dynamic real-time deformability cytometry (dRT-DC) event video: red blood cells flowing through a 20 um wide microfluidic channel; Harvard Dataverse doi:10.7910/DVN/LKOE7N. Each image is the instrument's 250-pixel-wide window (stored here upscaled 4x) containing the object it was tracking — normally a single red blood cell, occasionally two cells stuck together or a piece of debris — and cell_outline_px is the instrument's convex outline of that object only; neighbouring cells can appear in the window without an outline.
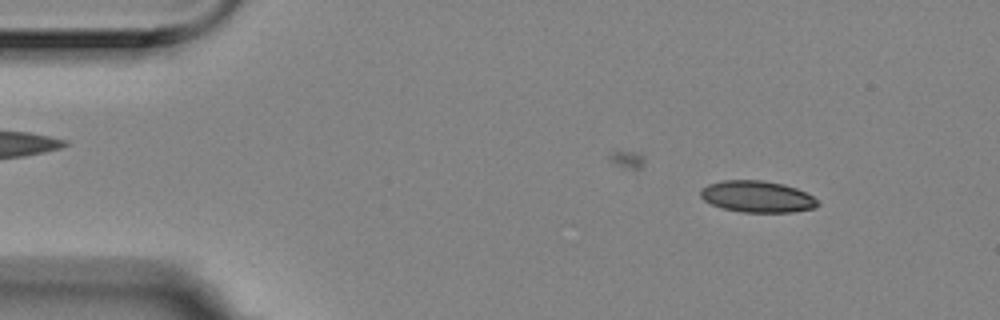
{"species": "Egyptian fruit bat (a non-hibernating species)", "species_latin": "Rousettus aegyptiacus", "temperature_condition": "room temperature", "stored_images_in_passage": 30, "camera_frame_rate_fps": 3000, "um_per_image_px": 0.085, "animal": {"sex": "female"}, "frame": {"image": 1, "passage_image": 6, "time_ms": 1.667, "image_size_px": [1000, 320], "cell_outline_px": [[820, 204], [816, 208], [792, 212], [740, 212], [720, 208], [704, 200], [700, 196], [700, 188], [708, 184], [724, 180], [760, 180], [784, 184], [796, 188], [812, 196]], "centroid_in_image_um": [64.34, 16.72], "position_along_channel_um": 20.7, "area_um2": 21.62}}
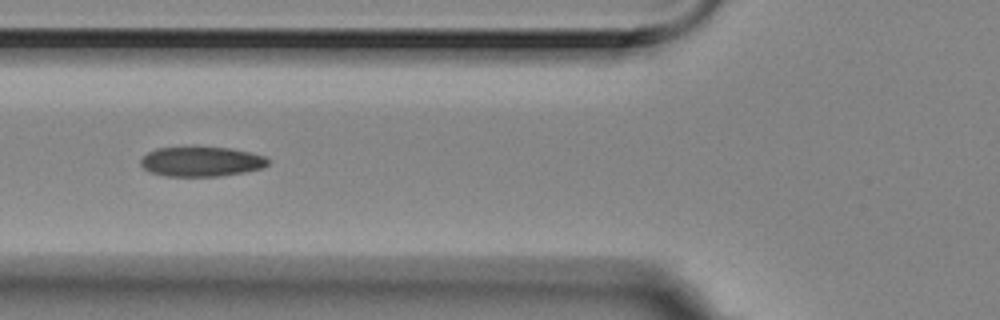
{"frame": {"image": 2, "passage_image": 20, "time_ms": 6.333, "image_size_px": [1000, 320], "cell_outline_px": [[268, 164], [264, 168], [244, 172], [220, 176], [164, 176], [152, 172], [144, 168], [140, 164], [140, 160], [148, 152], [156, 148], [232, 148], [264, 156], [268, 160]], "centroid_in_image_um": [17.12, 13.75], "position_along_channel_um": 108.7, "area_um2": 21.79}}
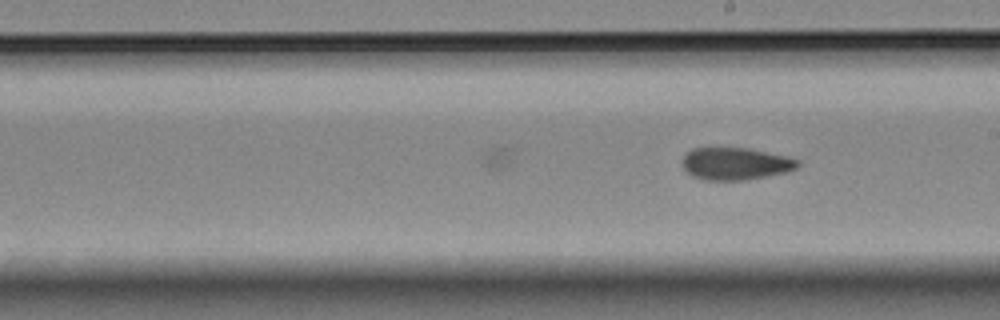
{"frame": {"image": 3, "passage_image": 30, "time_ms": 9.667, "image_size_px": [1000, 320], "cell_outline_px": [[800, 164], [796, 168], [788, 172], [768, 176], [744, 180], [704, 180], [692, 176], [680, 164], [684, 156], [692, 148], [748, 148], [788, 156], [800, 160]], "centroid_in_image_um": [62.54, 13.92], "position_along_channel_um": 226.5, "area_um2": 21.91}}